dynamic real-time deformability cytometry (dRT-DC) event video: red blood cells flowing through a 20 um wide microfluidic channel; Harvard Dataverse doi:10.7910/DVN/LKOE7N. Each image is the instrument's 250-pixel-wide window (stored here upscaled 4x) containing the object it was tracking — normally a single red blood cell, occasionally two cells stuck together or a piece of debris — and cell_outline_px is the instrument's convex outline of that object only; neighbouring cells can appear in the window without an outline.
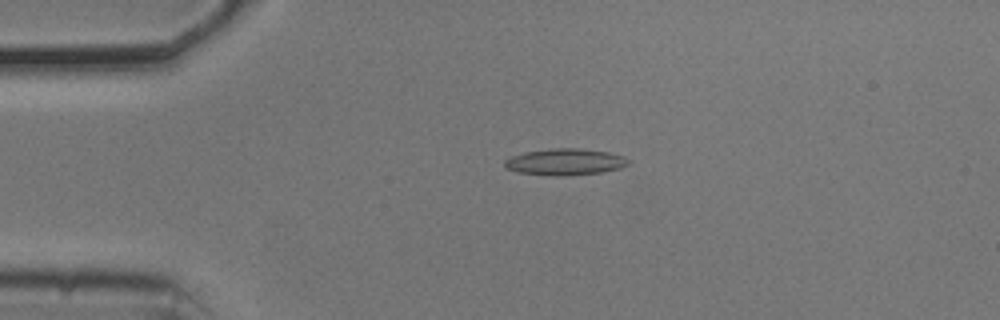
{"species": "common noctule bat (a hibernating species)", "species_latin": "Nyctalus noctula", "temperature_condition": "cold", "stored_images_in_passage": 50, "camera_frame_rate_fps": 3000, "um_per_image_px": 0.085, "animal": {"sex": "male", "body_mass_g": 20.5, "forearm_length_mm": 52.5}, "frame": {"image": 1, "passage_image": 8, "time_ms": 2.333, "image_size_px": [1000, 320], "cell_outline_px": [[632, 160], [628, 164], [620, 168], [600, 172], [560, 176], [556, 176], [520, 172], [504, 168], [504, 160], [512, 156], [524, 152], [556, 148], [576, 148], [608, 152], [624, 156]], "centroid_in_image_um": [48.04, 13.75], "position_along_channel_um": 37.0, "area_um2": 18.96}}
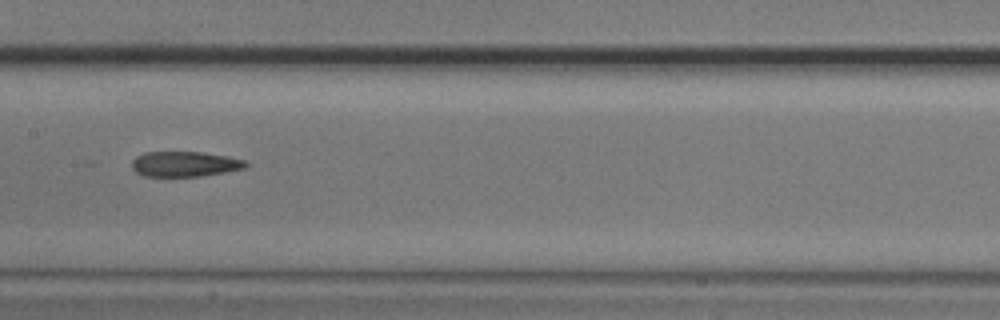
{"frame": {"image": 2, "passage_image": 23, "time_ms": 7.333, "image_size_px": [1000, 320], "cell_outline_px": [[248, 164], [244, 168], [224, 172], [200, 176], [144, 176], [136, 172], [132, 168], [132, 160], [136, 156], [144, 152], [200, 152], [228, 156], [244, 160]], "centroid_in_image_um": [15.67, 13.94], "position_along_channel_um": 191.7, "area_um2": 16.65}}
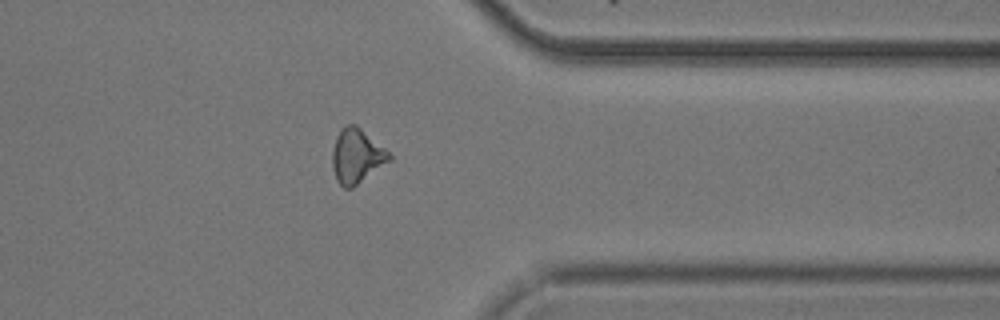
{"frame": {"image": 3, "passage_image": 39, "time_ms": 12.667, "image_size_px": [1000, 320], "cell_outline_px": [[392, 160], [352, 188], [344, 188], [336, 180], [332, 168], [332, 148], [336, 136], [340, 128], [348, 124], [356, 124], [384, 148], [392, 156]], "centroid_in_image_um": [30.3, 13.26], "position_along_channel_um": 381.1, "area_um2": 18.15}, "authors_computed_cell_mechanics": {"area_um2": 17.8602, "velocity_mm_per_s": 3.7146, "shape_relaxation_time_tau1_ms": null, "shape_relaxation_time_tau2_ms": 7.1267, "deformation_change_tau1": null, "deformation_change_tau2": 0.1771}}